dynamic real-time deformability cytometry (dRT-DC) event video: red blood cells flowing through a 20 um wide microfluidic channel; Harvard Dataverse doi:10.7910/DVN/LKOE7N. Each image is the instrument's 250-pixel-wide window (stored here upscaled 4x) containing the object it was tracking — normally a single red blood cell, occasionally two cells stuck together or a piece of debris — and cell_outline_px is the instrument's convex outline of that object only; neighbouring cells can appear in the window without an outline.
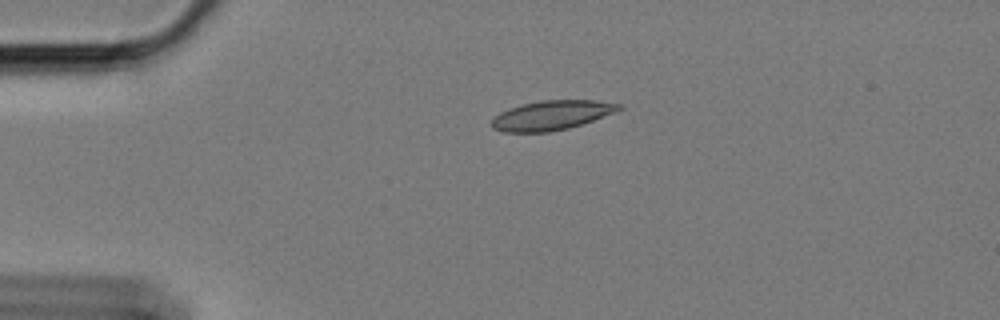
{"species": "Egyptian fruit bat (a non-hibernating species)", "species_latin": "Rousettus aegyptiacus", "temperature_condition": "cold", "stored_images_in_passage": 47, "camera_frame_rate_fps": 3000, "um_per_image_px": 0.085, "animal": {"sex": "female"}, "frame": {"image": 1, "passage_image": 1, "time_ms": 0.0, "image_size_px": [1000, 320], "cell_outline_px": [[624, 108], [616, 112], [568, 128], [548, 132], [504, 132], [492, 128], [488, 124], [500, 112], [520, 104], [540, 100], [596, 100], [624, 104]], "centroid_in_image_um": [46.89, 9.79], "position_along_channel_um": 38.1, "area_um2": 21.96}}
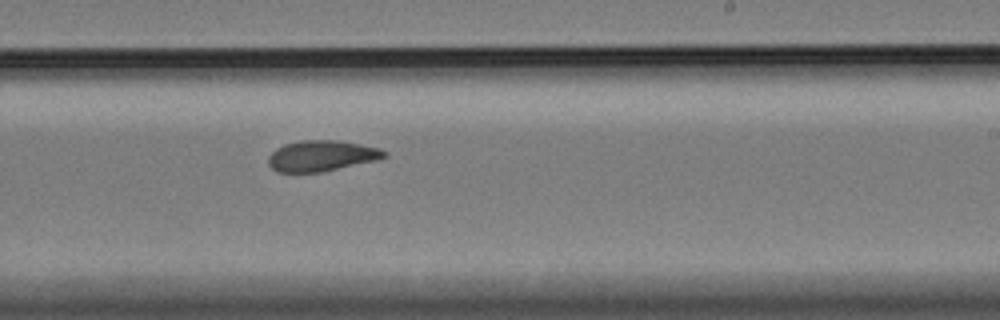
{"frame": {"image": 2, "passage_image": 24, "time_ms": 7.667, "image_size_px": [1000, 320], "cell_outline_px": [[388, 156], [376, 160], [320, 172], [276, 172], [268, 164], [268, 156], [276, 148], [284, 144], [300, 140], [336, 140], [360, 144], [380, 148], [388, 152]], "centroid_in_image_um": [27.32, 13.24], "position_along_channel_um": 261.7, "area_um2": 20.81}}
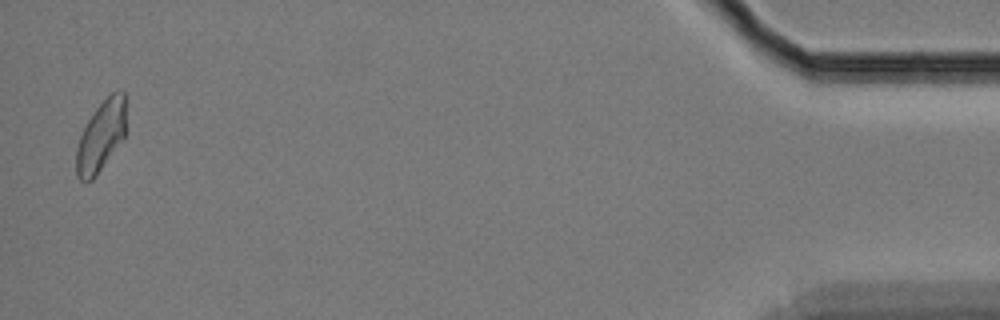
{"frame": {"image": 3, "passage_image": 46, "time_ms": 15.0, "image_size_px": [1000, 320], "cell_outline_px": [[124, 136], [96, 176], [92, 180], [84, 184], [76, 176], [76, 148], [80, 136], [88, 120], [96, 108], [112, 92], [120, 88], [124, 92]], "centroid_in_image_um": [8.54, 11.61], "position_along_channel_um": 426.7, "area_um2": 20.17}, "authors_computed_cell_mechanics": {"area_um2": 21.2126, "velocity_mm_per_s": 3.366, "shape_relaxation_time_tau1_ms": null, "shape_relaxation_time_tau2_ms": 3.0252, "deformation_change_tau1": null, "deformation_change_tau2": 0.0799}}